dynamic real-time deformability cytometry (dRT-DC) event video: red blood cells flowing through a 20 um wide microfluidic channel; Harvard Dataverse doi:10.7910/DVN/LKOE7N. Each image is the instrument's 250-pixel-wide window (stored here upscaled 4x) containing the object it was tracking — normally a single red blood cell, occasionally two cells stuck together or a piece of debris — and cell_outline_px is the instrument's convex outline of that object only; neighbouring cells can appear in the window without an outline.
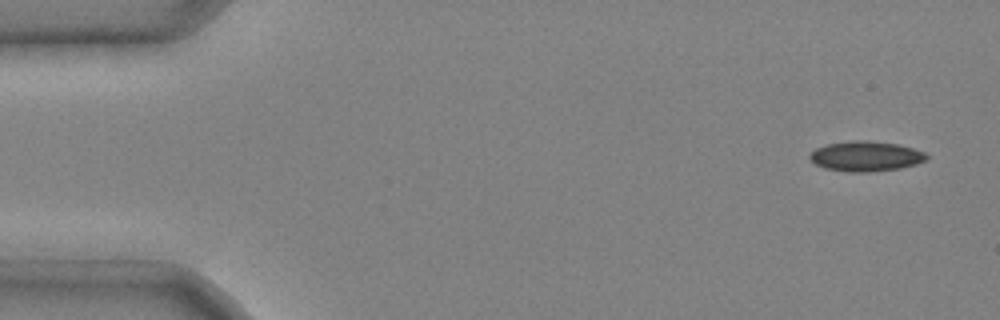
{"species": "common noctule bat (a hibernating species)", "species_latin": "Nyctalus noctula", "temperature_condition": "cold", "stored_images_in_passage": 5, "camera_frame_rate_fps": 3000, "um_per_image_px": 0.085, "animal": {"sex": "male", "body_mass_g": 20.4}, "frame": {"image": 1, "passage_image": 1, "time_ms": 0.0, "image_size_px": [1000, 320], "cell_outline_px": [[928, 160], [916, 164], [900, 168], [868, 172], [848, 172], [824, 168], [816, 164], [808, 156], [816, 148], [828, 144], [852, 140], [868, 140], [896, 144], [912, 148], [924, 152], [928, 156]], "centroid_in_image_um": [73.6, 13.28], "position_along_channel_um": 11.4, "area_um2": 20.4}}
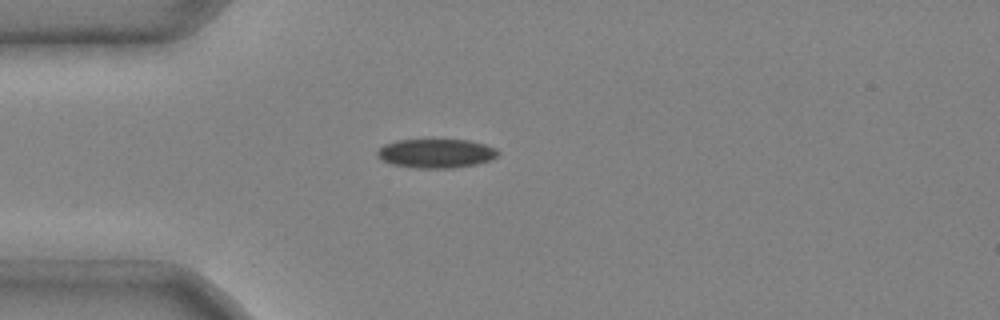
{"frame": {"image": 2, "passage_image": 3, "time_ms": 0.667, "image_size_px": [1000, 320], "cell_outline_px": [[500, 152], [496, 156], [488, 160], [476, 164], [452, 168], [416, 168], [392, 164], [376, 156], [376, 152], [384, 144], [396, 140], [468, 140], [484, 144], [496, 148]], "centroid_in_image_um": [37.05, 13.03], "position_along_channel_um": 48.0, "area_um2": 20.29}}
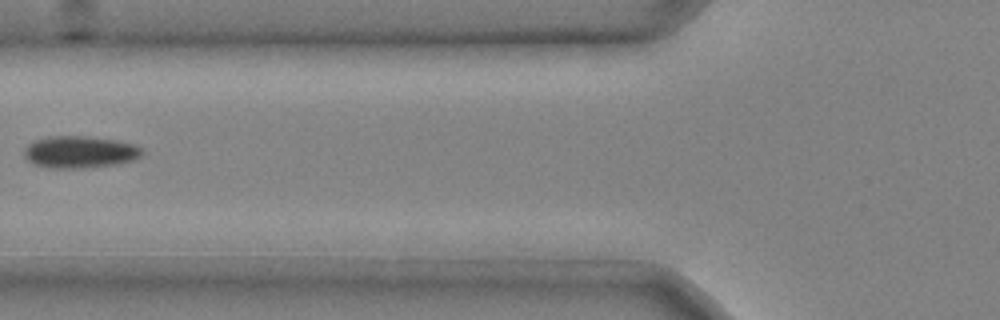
{"frame": {"image": 3, "passage_image": 5, "time_ms": 1.333, "image_size_px": [1000, 320], "cell_outline_px": [[144, 152], [140, 156], [132, 160], [116, 164], [84, 168], [52, 168], [32, 164], [24, 156], [24, 148], [28, 144], [36, 140], [52, 136], [84, 136], [116, 140], [136, 144], [144, 148]], "centroid_in_image_um": [6.8, 12.92], "position_along_channel_um": 119.0, "area_um2": 22.08}}